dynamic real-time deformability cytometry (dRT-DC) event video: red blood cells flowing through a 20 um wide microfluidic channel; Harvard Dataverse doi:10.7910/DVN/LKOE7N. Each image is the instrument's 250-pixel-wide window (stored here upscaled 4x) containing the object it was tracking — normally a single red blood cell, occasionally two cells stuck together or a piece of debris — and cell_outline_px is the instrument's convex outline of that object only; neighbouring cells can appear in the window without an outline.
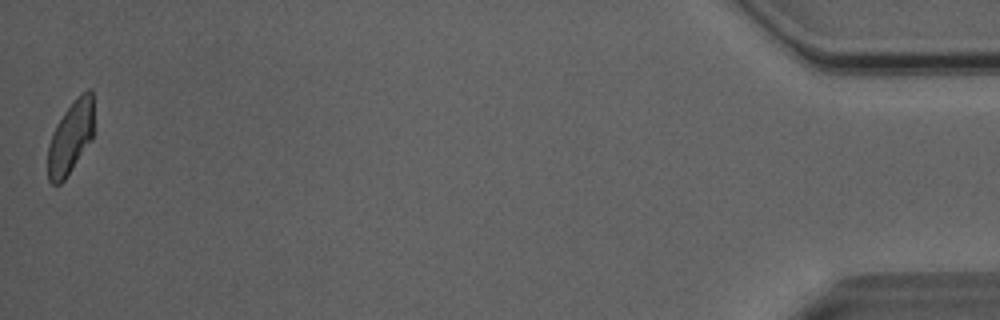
{"species": "Egyptian fruit bat (a non-hibernating species)", "species_latin": "Rousettus aegyptiacus", "temperature_condition": "room temperature", "stored_images_in_passage": 35, "camera_frame_rate_fps": 3000, "um_per_image_px": 0.085, "animal": {"sex": "male"}, "frame": {"image": 1, "passage_image": 35, "time_ms": 11.333, "image_size_px": [1000, 320], "cell_outline_px": [[92, 140], [64, 180], [60, 184], [52, 184], [48, 180], [48, 144], [52, 132], [56, 124], [64, 112], [80, 92], [88, 88], [92, 88]], "centroid_in_image_um": [5.98, 11.67], "position_along_channel_um": 429.2, "area_um2": 19.48}, "authors_computed_cell_mechanics": {"area_um2": 21.3282, "velocity_mm_per_s": 4.0543, "shape_relaxation_time_tau1_ms": 8.4152, "shape_relaxation_time_tau2_ms": 2.1108, "deformation_change_tau1": 0.1925, "deformation_change_tau2": 0.0632}}